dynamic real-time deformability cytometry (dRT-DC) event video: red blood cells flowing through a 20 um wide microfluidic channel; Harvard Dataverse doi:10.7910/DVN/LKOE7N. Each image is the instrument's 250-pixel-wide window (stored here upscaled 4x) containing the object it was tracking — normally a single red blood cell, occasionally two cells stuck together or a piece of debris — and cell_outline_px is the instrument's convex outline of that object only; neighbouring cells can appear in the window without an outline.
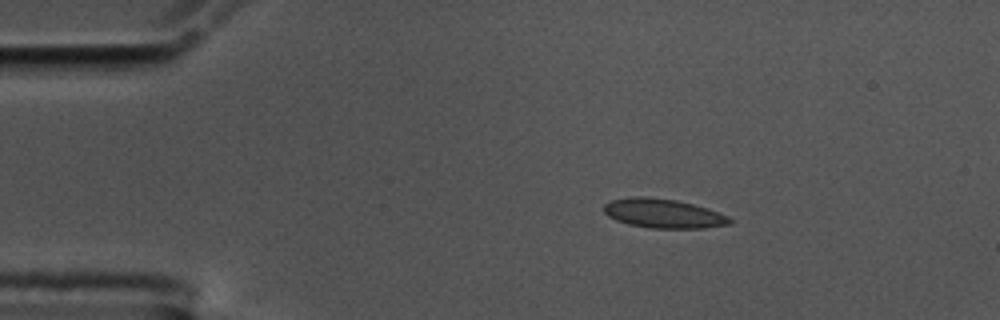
{"species": "common noctule bat (a hibernating species)", "species_latin": "Nyctalus noctula", "temperature_condition": "cold", "stored_images_in_passage": 45, "camera_frame_rate_fps": 3000, "um_per_image_px": 0.085, "animal": {"sex": "male", "body_mass_g": 17.5, "forearm_length_mm": 52.3}, "frame": {"image": 1, "passage_image": 1, "time_ms": 0.0, "image_size_px": [1000, 320], "cell_outline_px": [[732, 224], [704, 228], [648, 228], [628, 224], [616, 220], [608, 216], [604, 212], [604, 204], [612, 200], [632, 196], [644, 196], [676, 200], [708, 208], [728, 216], [732, 220]], "centroid_in_image_um": [56.38, 18.14], "position_along_channel_um": 28.6, "area_um2": 21.5}}
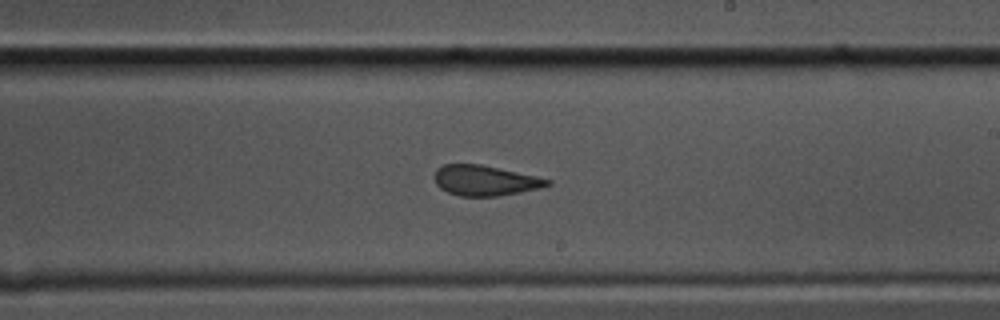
{"frame": {"image": 2, "passage_image": 24, "time_ms": 7.667, "image_size_px": [1000, 320], "cell_outline_px": [[552, 184], [540, 188], [520, 192], [496, 196], [460, 196], [448, 192], [440, 188], [436, 184], [436, 168], [444, 164], [480, 164], [536, 176], [552, 180]], "centroid_in_image_um": [41.24, 15.34], "position_along_channel_um": 247.8, "area_um2": 19.77}}
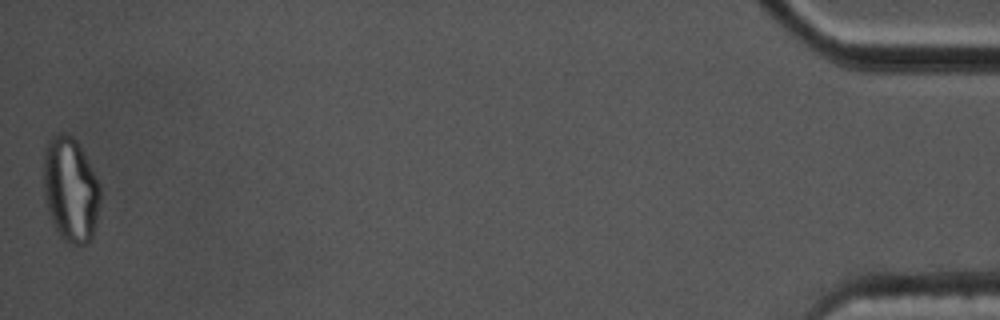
{"frame": {"image": 3, "passage_image": 45, "time_ms": 14.667, "image_size_px": [1000, 320], "cell_outline_px": [[100, 200], [92, 240], [88, 244], [80, 248], [64, 240], [60, 236], [52, 220], [44, 196], [44, 156], [48, 140], [52, 136], [60, 132], [64, 132], [72, 136], [76, 140], [100, 184]], "centroid_in_image_um": [6.01, 16.15], "position_along_channel_um": 429.2, "area_um2": 34.56}, "authors_computed_cell_mechanics": {"area_um2": 21.0392, "velocity_mm_per_s": 3.5582, "shape_relaxation_time_tau1_ms": null, "shape_relaxation_time_tau2_ms": 0.8293, "deformation_change_tau1": null, "deformation_change_tau2": 0.0521}}